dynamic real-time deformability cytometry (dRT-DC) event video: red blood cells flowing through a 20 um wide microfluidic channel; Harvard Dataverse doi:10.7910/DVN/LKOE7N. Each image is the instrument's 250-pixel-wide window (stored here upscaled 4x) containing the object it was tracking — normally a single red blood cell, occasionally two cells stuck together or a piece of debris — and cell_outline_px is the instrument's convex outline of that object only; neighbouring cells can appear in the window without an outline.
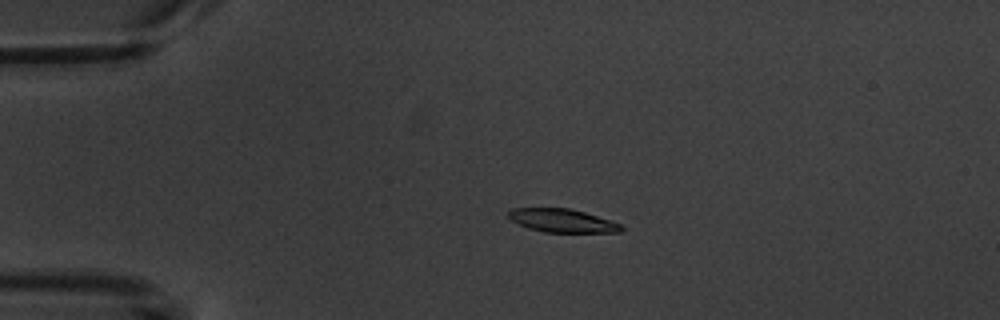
{"species": "common noctule bat (a hibernating species)", "species_latin": "Nyctalus noctula", "temperature_condition": "warm", "stored_images_in_passage": 4, "camera_frame_rate_fps": 3000, "um_per_image_px": 0.085, "animal": {"sex": "male", "body_mass_g": 20.1, "forearm_length_mm": 53.5}, "frame": {"image": 1, "passage_image": 3, "time_ms": 2.333, "image_size_px": [1000, 320], "cell_outline_px": [[624, 228], [620, 232], [544, 232], [528, 228], [516, 224], [508, 216], [508, 212], [512, 208], [568, 208], [584, 212], [620, 224]], "centroid_in_image_um": [47.74, 18.75], "position_along_channel_um": 37.3, "area_um2": 15.2}}